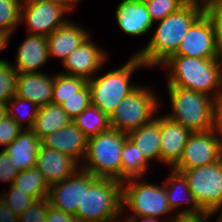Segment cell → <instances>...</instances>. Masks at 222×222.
I'll return each instance as SVG.
<instances>
[{
  "label": "cell",
  "mask_w": 222,
  "mask_h": 222,
  "mask_svg": "<svg viewBox=\"0 0 222 222\" xmlns=\"http://www.w3.org/2000/svg\"><path fill=\"white\" fill-rule=\"evenodd\" d=\"M23 0H0V29L14 32L20 24L21 4Z\"/></svg>",
  "instance_id": "obj_31"
},
{
  "label": "cell",
  "mask_w": 222,
  "mask_h": 222,
  "mask_svg": "<svg viewBox=\"0 0 222 222\" xmlns=\"http://www.w3.org/2000/svg\"><path fill=\"white\" fill-rule=\"evenodd\" d=\"M54 76L45 73H18L15 95L32 101L38 107L52 101Z\"/></svg>",
  "instance_id": "obj_20"
},
{
  "label": "cell",
  "mask_w": 222,
  "mask_h": 222,
  "mask_svg": "<svg viewBox=\"0 0 222 222\" xmlns=\"http://www.w3.org/2000/svg\"><path fill=\"white\" fill-rule=\"evenodd\" d=\"M78 162L69 155L41 145L35 167L49 186L61 182L80 169Z\"/></svg>",
  "instance_id": "obj_15"
},
{
  "label": "cell",
  "mask_w": 222,
  "mask_h": 222,
  "mask_svg": "<svg viewBox=\"0 0 222 222\" xmlns=\"http://www.w3.org/2000/svg\"><path fill=\"white\" fill-rule=\"evenodd\" d=\"M40 1H46V2H51L53 4H57L62 8H64L67 12H70L75 6L76 2H78V0H40Z\"/></svg>",
  "instance_id": "obj_45"
},
{
  "label": "cell",
  "mask_w": 222,
  "mask_h": 222,
  "mask_svg": "<svg viewBox=\"0 0 222 222\" xmlns=\"http://www.w3.org/2000/svg\"><path fill=\"white\" fill-rule=\"evenodd\" d=\"M46 222H78L75 216L65 213L49 205L46 214Z\"/></svg>",
  "instance_id": "obj_42"
},
{
  "label": "cell",
  "mask_w": 222,
  "mask_h": 222,
  "mask_svg": "<svg viewBox=\"0 0 222 222\" xmlns=\"http://www.w3.org/2000/svg\"><path fill=\"white\" fill-rule=\"evenodd\" d=\"M18 172L9 155L2 149L0 153V181H8L13 184Z\"/></svg>",
  "instance_id": "obj_38"
},
{
  "label": "cell",
  "mask_w": 222,
  "mask_h": 222,
  "mask_svg": "<svg viewBox=\"0 0 222 222\" xmlns=\"http://www.w3.org/2000/svg\"><path fill=\"white\" fill-rule=\"evenodd\" d=\"M186 3L199 7L204 12H210L214 7L222 4V0H188Z\"/></svg>",
  "instance_id": "obj_44"
},
{
  "label": "cell",
  "mask_w": 222,
  "mask_h": 222,
  "mask_svg": "<svg viewBox=\"0 0 222 222\" xmlns=\"http://www.w3.org/2000/svg\"><path fill=\"white\" fill-rule=\"evenodd\" d=\"M70 122H72V119L63 110L61 105L49 103L39 107L31 130L41 140L52 132L64 128Z\"/></svg>",
  "instance_id": "obj_25"
},
{
  "label": "cell",
  "mask_w": 222,
  "mask_h": 222,
  "mask_svg": "<svg viewBox=\"0 0 222 222\" xmlns=\"http://www.w3.org/2000/svg\"><path fill=\"white\" fill-rule=\"evenodd\" d=\"M128 135L116 129L93 136L87 141L82 169L96 178H111L121 182V154Z\"/></svg>",
  "instance_id": "obj_4"
},
{
  "label": "cell",
  "mask_w": 222,
  "mask_h": 222,
  "mask_svg": "<svg viewBox=\"0 0 222 222\" xmlns=\"http://www.w3.org/2000/svg\"><path fill=\"white\" fill-rule=\"evenodd\" d=\"M210 13L214 17V41L216 54L219 58H222V4L214 7Z\"/></svg>",
  "instance_id": "obj_39"
},
{
  "label": "cell",
  "mask_w": 222,
  "mask_h": 222,
  "mask_svg": "<svg viewBox=\"0 0 222 222\" xmlns=\"http://www.w3.org/2000/svg\"><path fill=\"white\" fill-rule=\"evenodd\" d=\"M13 185L36 200L48 198L49 184L36 167L18 172Z\"/></svg>",
  "instance_id": "obj_28"
},
{
  "label": "cell",
  "mask_w": 222,
  "mask_h": 222,
  "mask_svg": "<svg viewBox=\"0 0 222 222\" xmlns=\"http://www.w3.org/2000/svg\"><path fill=\"white\" fill-rule=\"evenodd\" d=\"M91 104V92L88 84L80 91L75 93V96L65 99L61 104L63 110L73 120L82 113Z\"/></svg>",
  "instance_id": "obj_34"
},
{
  "label": "cell",
  "mask_w": 222,
  "mask_h": 222,
  "mask_svg": "<svg viewBox=\"0 0 222 222\" xmlns=\"http://www.w3.org/2000/svg\"><path fill=\"white\" fill-rule=\"evenodd\" d=\"M50 203L48 198L35 200L18 216L19 222H46V214Z\"/></svg>",
  "instance_id": "obj_36"
},
{
  "label": "cell",
  "mask_w": 222,
  "mask_h": 222,
  "mask_svg": "<svg viewBox=\"0 0 222 222\" xmlns=\"http://www.w3.org/2000/svg\"><path fill=\"white\" fill-rule=\"evenodd\" d=\"M160 126V161L171 169L179 162L185 144L192 133L166 115L159 117Z\"/></svg>",
  "instance_id": "obj_14"
},
{
  "label": "cell",
  "mask_w": 222,
  "mask_h": 222,
  "mask_svg": "<svg viewBox=\"0 0 222 222\" xmlns=\"http://www.w3.org/2000/svg\"><path fill=\"white\" fill-rule=\"evenodd\" d=\"M72 121L88 139L111 128L110 117L93 104H90Z\"/></svg>",
  "instance_id": "obj_27"
},
{
  "label": "cell",
  "mask_w": 222,
  "mask_h": 222,
  "mask_svg": "<svg viewBox=\"0 0 222 222\" xmlns=\"http://www.w3.org/2000/svg\"><path fill=\"white\" fill-rule=\"evenodd\" d=\"M0 199H2L17 216H20L26 208L36 200L33 196L23 192L13 184H10V190L6 194L3 193Z\"/></svg>",
  "instance_id": "obj_35"
},
{
  "label": "cell",
  "mask_w": 222,
  "mask_h": 222,
  "mask_svg": "<svg viewBox=\"0 0 222 222\" xmlns=\"http://www.w3.org/2000/svg\"><path fill=\"white\" fill-rule=\"evenodd\" d=\"M182 173L203 211L212 214L222 205V159L210 165L185 169Z\"/></svg>",
  "instance_id": "obj_9"
},
{
  "label": "cell",
  "mask_w": 222,
  "mask_h": 222,
  "mask_svg": "<svg viewBox=\"0 0 222 222\" xmlns=\"http://www.w3.org/2000/svg\"><path fill=\"white\" fill-rule=\"evenodd\" d=\"M25 105H28V106L30 105L32 109L31 107H28L30 108L29 110L27 109L28 112L19 114L18 112H20V110L22 111L21 107L23 108V106L25 107ZM6 106H7V115L10 116L13 120H15L22 128H24L23 121L27 122L26 123L27 126H25V129L32 128L34 124V120L36 119V116L38 114V109H39V107L35 103H33L30 100L23 99L15 95L12 99H10L7 102Z\"/></svg>",
  "instance_id": "obj_30"
},
{
  "label": "cell",
  "mask_w": 222,
  "mask_h": 222,
  "mask_svg": "<svg viewBox=\"0 0 222 222\" xmlns=\"http://www.w3.org/2000/svg\"><path fill=\"white\" fill-rule=\"evenodd\" d=\"M170 172V176L163 182L165 185L166 195L169 207L172 211L180 207L181 203L184 200L189 202L190 207L188 209H182L179 213H201L204 212L200 206L198 205L197 201L195 200L194 195L190 191L189 184L187 178L183 175V173L175 171L174 169ZM170 185L169 187H167ZM180 194V195H179ZM185 199H184V197ZM188 196V198L186 197ZM182 199H181V198Z\"/></svg>",
  "instance_id": "obj_23"
},
{
  "label": "cell",
  "mask_w": 222,
  "mask_h": 222,
  "mask_svg": "<svg viewBox=\"0 0 222 222\" xmlns=\"http://www.w3.org/2000/svg\"><path fill=\"white\" fill-rule=\"evenodd\" d=\"M88 37L89 34L86 30L73 22L71 23L70 20L67 21L47 36L49 58L58 57L63 62Z\"/></svg>",
  "instance_id": "obj_21"
},
{
  "label": "cell",
  "mask_w": 222,
  "mask_h": 222,
  "mask_svg": "<svg viewBox=\"0 0 222 222\" xmlns=\"http://www.w3.org/2000/svg\"><path fill=\"white\" fill-rule=\"evenodd\" d=\"M212 130L220 140L222 146V96L215 99L214 102Z\"/></svg>",
  "instance_id": "obj_40"
},
{
  "label": "cell",
  "mask_w": 222,
  "mask_h": 222,
  "mask_svg": "<svg viewBox=\"0 0 222 222\" xmlns=\"http://www.w3.org/2000/svg\"><path fill=\"white\" fill-rule=\"evenodd\" d=\"M16 64L13 67L18 73H39L49 59L47 36L29 34L20 45Z\"/></svg>",
  "instance_id": "obj_19"
},
{
  "label": "cell",
  "mask_w": 222,
  "mask_h": 222,
  "mask_svg": "<svg viewBox=\"0 0 222 222\" xmlns=\"http://www.w3.org/2000/svg\"><path fill=\"white\" fill-rule=\"evenodd\" d=\"M64 8L51 2L40 0H23L21 4L20 21L27 23L30 34L49 36L55 29L63 26Z\"/></svg>",
  "instance_id": "obj_11"
},
{
  "label": "cell",
  "mask_w": 222,
  "mask_h": 222,
  "mask_svg": "<svg viewBox=\"0 0 222 222\" xmlns=\"http://www.w3.org/2000/svg\"><path fill=\"white\" fill-rule=\"evenodd\" d=\"M203 12L201 8L185 3L176 12L158 21L149 43L135 55L147 68L161 65L177 52L189 27Z\"/></svg>",
  "instance_id": "obj_2"
},
{
  "label": "cell",
  "mask_w": 222,
  "mask_h": 222,
  "mask_svg": "<svg viewBox=\"0 0 222 222\" xmlns=\"http://www.w3.org/2000/svg\"><path fill=\"white\" fill-rule=\"evenodd\" d=\"M121 212L122 182L111 178H96L83 169V198L74 215L76 220L119 222Z\"/></svg>",
  "instance_id": "obj_3"
},
{
  "label": "cell",
  "mask_w": 222,
  "mask_h": 222,
  "mask_svg": "<svg viewBox=\"0 0 222 222\" xmlns=\"http://www.w3.org/2000/svg\"><path fill=\"white\" fill-rule=\"evenodd\" d=\"M18 72L8 61L0 63V103L7 102L15 96Z\"/></svg>",
  "instance_id": "obj_32"
},
{
  "label": "cell",
  "mask_w": 222,
  "mask_h": 222,
  "mask_svg": "<svg viewBox=\"0 0 222 222\" xmlns=\"http://www.w3.org/2000/svg\"><path fill=\"white\" fill-rule=\"evenodd\" d=\"M88 138L72 121L64 128L56 130L41 139L42 146L69 155L78 163L83 161Z\"/></svg>",
  "instance_id": "obj_17"
},
{
  "label": "cell",
  "mask_w": 222,
  "mask_h": 222,
  "mask_svg": "<svg viewBox=\"0 0 222 222\" xmlns=\"http://www.w3.org/2000/svg\"><path fill=\"white\" fill-rule=\"evenodd\" d=\"M162 65L169 68L167 86L200 92L214 99L222 96V58L171 55Z\"/></svg>",
  "instance_id": "obj_1"
},
{
  "label": "cell",
  "mask_w": 222,
  "mask_h": 222,
  "mask_svg": "<svg viewBox=\"0 0 222 222\" xmlns=\"http://www.w3.org/2000/svg\"><path fill=\"white\" fill-rule=\"evenodd\" d=\"M88 37L75 48L62 62L67 71L62 74L80 77L89 81L102 68L107 57L105 52L96 46Z\"/></svg>",
  "instance_id": "obj_13"
},
{
  "label": "cell",
  "mask_w": 222,
  "mask_h": 222,
  "mask_svg": "<svg viewBox=\"0 0 222 222\" xmlns=\"http://www.w3.org/2000/svg\"><path fill=\"white\" fill-rule=\"evenodd\" d=\"M148 164L136 144L127 137L121 154V182L141 179L149 168Z\"/></svg>",
  "instance_id": "obj_26"
},
{
  "label": "cell",
  "mask_w": 222,
  "mask_h": 222,
  "mask_svg": "<svg viewBox=\"0 0 222 222\" xmlns=\"http://www.w3.org/2000/svg\"><path fill=\"white\" fill-rule=\"evenodd\" d=\"M211 214L208 212L201 213H178L177 216H172L167 222H209Z\"/></svg>",
  "instance_id": "obj_41"
},
{
  "label": "cell",
  "mask_w": 222,
  "mask_h": 222,
  "mask_svg": "<svg viewBox=\"0 0 222 222\" xmlns=\"http://www.w3.org/2000/svg\"><path fill=\"white\" fill-rule=\"evenodd\" d=\"M140 181V182H139ZM127 206L133 211L131 216H147L157 218L172 210L169 207L165 185L141 182L134 178L122 183V210Z\"/></svg>",
  "instance_id": "obj_8"
},
{
  "label": "cell",
  "mask_w": 222,
  "mask_h": 222,
  "mask_svg": "<svg viewBox=\"0 0 222 222\" xmlns=\"http://www.w3.org/2000/svg\"><path fill=\"white\" fill-rule=\"evenodd\" d=\"M7 116V106L3 103H0V122Z\"/></svg>",
  "instance_id": "obj_48"
},
{
  "label": "cell",
  "mask_w": 222,
  "mask_h": 222,
  "mask_svg": "<svg viewBox=\"0 0 222 222\" xmlns=\"http://www.w3.org/2000/svg\"><path fill=\"white\" fill-rule=\"evenodd\" d=\"M83 198V169L50 186L48 201L50 205L65 213L75 215Z\"/></svg>",
  "instance_id": "obj_16"
},
{
  "label": "cell",
  "mask_w": 222,
  "mask_h": 222,
  "mask_svg": "<svg viewBox=\"0 0 222 222\" xmlns=\"http://www.w3.org/2000/svg\"><path fill=\"white\" fill-rule=\"evenodd\" d=\"M87 81L80 77L65 75L62 73L54 75L53 96L51 103L61 105L65 99L75 96Z\"/></svg>",
  "instance_id": "obj_29"
},
{
  "label": "cell",
  "mask_w": 222,
  "mask_h": 222,
  "mask_svg": "<svg viewBox=\"0 0 222 222\" xmlns=\"http://www.w3.org/2000/svg\"><path fill=\"white\" fill-rule=\"evenodd\" d=\"M23 129L10 116H5L0 122V144L6 148L18 137Z\"/></svg>",
  "instance_id": "obj_37"
},
{
  "label": "cell",
  "mask_w": 222,
  "mask_h": 222,
  "mask_svg": "<svg viewBox=\"0 0 222 222\" xmlns=\"http://www.w3.org/2000/svg\"><path fill=\"white\" fill-rule=\"evenodd\" d=\"M221 159V142L212 129L192 132L179 162L172 169L182 173L185 169L210 165Z\"/></svg>",
  "instance_id": "obj_10"
},
{
  "label": "cell",
  "mask_w": 222,
  "mask_h": 222,
  "mask_svg": "<svg viewBox=\"0 0 222 222\" xmlns=\"http://www.w3.org/2000/svg\"><path fill=\"white\" fill-rule=\"evenodd\" d=\"M12 34L8 31L0 29V51H2L6 46H8V41ZM5 62V60L1 59L0 63Z\"/></svg>",
  "instance_id": "obj_46"
},
{
  "label": "cell",
  "mask_w": 222,
  "mask_h": 222,
  "mask_svg": "<svg viewBox=\"0 0 222 222\" xmlns=\"http://www.w3.org/2000/svg\"><path fill=\"white\" fill-rule=\"evenodd\" d=\"M172 106L171 120L180 123L191 132H203L212 129L213 107L215 99L192 90L177 86H167Z\"/></svg>",
  "instance_id": "obj_6"
},
{
  "label": "cell",
  "mask_w": 222,
  "mask_h": 222,
  "mask_svg": "<svg viewBox=\"0 0 222 222\" xmlns=\"http://www.w3.org/2000/svg\"><path fill=\"white\" fill-rule=\"evenodd\" d=\"M119 27L129 35L140 36L154 25L144 1L122 0L116 9Z\"/></svg>",
  "instance_id": "obj_18"
},
{
  "label": "cell",
  "mask_w": 222,
  "mask_h": 222,
  "mask_svg": "<svg viewBox=\"0 0 222 222\" xmlns=\"http://www.w3.org/2000/svg\"><path fill=\"white\" fill-rule=\"evenodd\" d=\"M173 55L195 58H219L215 50L214 17L203 12L189 27L178 50Z\"/></svg>",
  "instance_id": "obj_12"
},
{
  "label": "cell",
  "mask_w": 222,
  "mask_h": 222,
  "mask_svg": "<svg viewBox=\"0 0 222 222\" xmlns=\"http://www.w3.org/2000/svg\"><path fill=\"white\" fill-rule=\"evenodd\" d=\"M0 222H19L18 216L0 199Z\"/></svg>",
  "instance_id": "obj_43"
},
{
  "label": "cell",
  "mask_w": 222,
  "mask_h": 222,
  "mask_svg": "<svg viewBox=\"0 0 222 222\" xmlns=\"http://www.w3.org/2000/svg\"><path fill=\"white\" fill-rule=\"evenodd\" d=\"M41 145V140L34 132L24 128L18 137L3 150L9 155L17 170L21 172L35 167Z\"/></svg>",
  "instance_id": "obj_22"
},
{
  "label": "cell",
  "mask_w": 222,
  "mask_h": 222,
  "mask_svg": "<svg viewBox=\"0 0 222 222\" xmlns=\"http://www.w3.org/2000/svg\"><path fill=\"white\" fill-rule=\"evenodd\" d=\"M217 211H221L219 218H218L219 219L218 222H222V205L220 207H218L211 215H213Z\"/></svg>",
  "instance_id": "obj_49"
},
{
  "label": "cell",
  "mask_w": 222,
  "mask_h": 222,
  "mask_svg": "<svg viewBox=\"0 0 222 222\" xmlns=\"http://www.w3.org/2000/svg\"><path fill=\"white\" fill-rule=\"evenodd\" d=\"M156 96L151 89L138 86L122 99L110 116L111 128L128 134L151 122L159 109Z\"/></svg>",
  "instance_id": "obj_7"
},
{
  "label": "cell",
  "mask_w": 222,
  "mask_h": 222,
  "mask_svg": "<svg viewBox=\"0 0 222 222\" xmlns=\"http://www.w3.org/2000/svg\"><path fill=\"white\" fill-rule=\"evenodd\" d=\"M144 2L154 23L176 12L186 3L184 0H145Z\"/></svg>",
  "instance_id": "obj_33"
},
{
  "label": "cell",
  "mask_w": 222,
  "mask_h": 222,
  "mask_svg": "<svg viewBox=\"0 0 222 222\" xmlns=\"http://www.w3.org/2000/svg\"><path fill=\"white\" fill-rule=\"evenodd\" d=\"M143 218L140 220V218ZM128 222H160V219L154 217H147V216H130L128 219H126Z\"/></svg>",
  "instance_id": "obj_47"
},
{
  "label": "cell",
  "mask_w": 222,
  "mask_h": 222,
  "mask_svg": "<svg viewBox=\"0 0 222 222\" xmlns=\"http://www.w3.org/2000/svg\"><path fill=\"white\" fill-rule=\"evenodd\" d=\"M141 67H145V64L134 54L124 66L87 81L91 104L110 117L122 99L138 87L130 84V78Z\"/></svg>",
  "instance_id": "obj_5"
},
{
  "label": "cell",
  "mask_w": 222,
  "mask_h": 222,
  "mask_svg": "<svg viewBox=\"0 0 222 222\" xmlns=\"http://www.w3.org/2000/svg\"><path fill=\"white\" fill-rule=\"evenodd\" d=\"M127 135L136 144L148 163L154 159L160 161L159 117H155L151 122L129 132Z\"/></svg>",
  "instance_id": "obj_24"
}]
</instances>
